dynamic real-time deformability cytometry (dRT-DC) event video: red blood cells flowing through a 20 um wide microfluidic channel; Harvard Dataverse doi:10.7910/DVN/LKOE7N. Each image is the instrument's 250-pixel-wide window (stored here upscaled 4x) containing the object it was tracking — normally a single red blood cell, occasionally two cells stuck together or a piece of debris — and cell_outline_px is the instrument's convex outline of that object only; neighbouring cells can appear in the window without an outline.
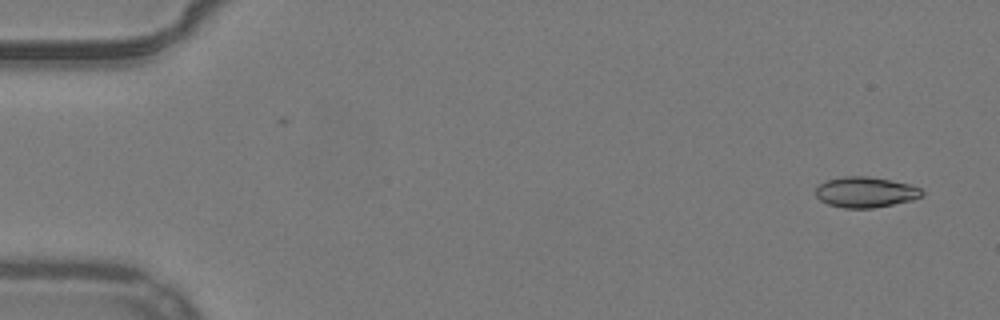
{"species": "common noctule bat (a hibernating species)", "species_latin": "Nyctalus noctula", "temperature_condition": "warm", "stored_images_in_passage": 7, "camera_frame_rate_fps": 3000, "um_per_image_px": 0.085, "animal": {"sex": "male", "body_mass_g": 19.2, "forearm_length_mm": 51.8}, "frame": {"image": 1, "passage_image": 3, "time_ms": 0.667, "image_size_px": [1000, 320], "cell_outline_px": [[924, 192], [920, 196], [912, 200], [872, 208], [844, 208], [828, 204], [820, 200], [816, 196], [816, 188], [820, 184], [828, 180], [844, 176], [868, 176], [892, 180], [908, 184], [920, 188]], "centroid_in_image_um": [73.55, 16.33], "position_along_channel_um": 11.4, "area_um2": 18.79}}